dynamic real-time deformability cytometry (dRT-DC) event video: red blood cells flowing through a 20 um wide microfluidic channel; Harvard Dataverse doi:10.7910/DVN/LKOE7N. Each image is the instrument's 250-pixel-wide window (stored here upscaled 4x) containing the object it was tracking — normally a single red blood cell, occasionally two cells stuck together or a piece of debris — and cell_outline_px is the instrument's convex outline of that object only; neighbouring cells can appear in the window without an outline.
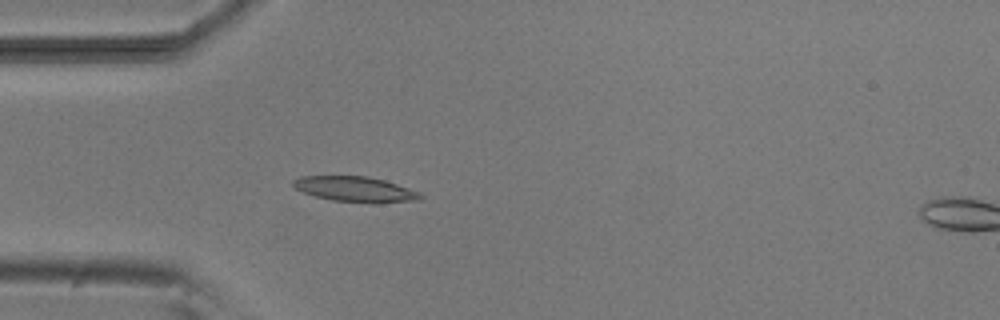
{"species": "common noctule bat (a hibernating species)", "species_latin": "Nyctalus noctula", "temperature_condition": "room temperature", "stored_images_in_passage": 4, "camera_frame_rate_fps": 3000, "um_per_image_px": 0.085, "animal": {"sex": "male", "body_mass_g": 20.5, "forearm_length_mm": 52.5}, "frame": {"image": 1, "passage_image": 3, "time_ms": 3.333, "image_size_px": [1000, 320], "cell_outline_px": [[424, 196], [420, 200], [376, 204], [372, 204], [332, 200], [316, 196], [304, 192], [296, 188], [292, 184], [292, 180], [300, 176], [368, 176], [384, 180], [420, 192]], "centroid_in_image_um": [30.24, 16.1], "position_along_channel_um": 54.8, "area_um2": 18.96}}